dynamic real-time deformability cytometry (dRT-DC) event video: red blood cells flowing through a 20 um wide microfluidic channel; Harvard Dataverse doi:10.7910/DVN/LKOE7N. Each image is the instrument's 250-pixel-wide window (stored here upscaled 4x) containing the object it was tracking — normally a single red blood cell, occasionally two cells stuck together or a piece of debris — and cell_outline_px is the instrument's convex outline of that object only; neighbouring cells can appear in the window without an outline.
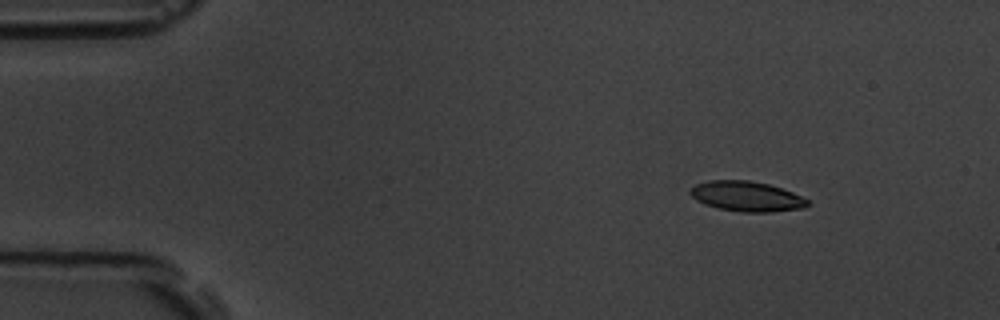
{"species": "common noctule bat (a hibernating species)", "species_latin": "Nyctalus noctula", "temperature_condition": "room temperature", "stored_images_in_passage": 4, "camera_frame_rate_fps": 3000, "um_per_image_px": 0.085, "animal": {"sex": "male", "body_mass_g": 19.5, "forearm_length_mm": 54.6}, "frame": {"image": 1, "passage_image": 1, "time_ms": 0.0, "image_size_px": [1000, 320], "cell_outline_px": [[812, 204], [804, 208], [772, 212], [740, 212], [720, 208], [704, 204], [696, 200], [688, 192], [696, 184], [708, 180], [748, 180], [768, 184], [792, 192], [808, 200]], "centroid_in_image_um": [63.47, 16.69], "position_along_channel_um": 21.5, "area_um2": 20.58}}
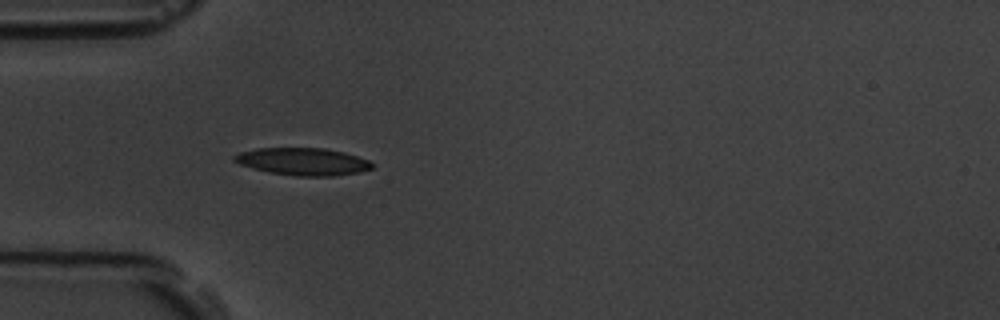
{"frame": {"image": 2, "passage_image": 4, "time_ms": 3.333, "image_size_px": [1000, 320], "cell_outline_px": [[372, 168], [356, 172], [332, 176], [296, 176], [272, 172], [252, 168], [240, 164], [232, 160], [232, 156], [240, 152], [256, 148], [324, 148], [344, 152], [368, 160], [372, 164]], "centroid_in_image_um": [25.7, 13.72], "position_along_channel_um": 59.3, "area_um2": 21.73}}